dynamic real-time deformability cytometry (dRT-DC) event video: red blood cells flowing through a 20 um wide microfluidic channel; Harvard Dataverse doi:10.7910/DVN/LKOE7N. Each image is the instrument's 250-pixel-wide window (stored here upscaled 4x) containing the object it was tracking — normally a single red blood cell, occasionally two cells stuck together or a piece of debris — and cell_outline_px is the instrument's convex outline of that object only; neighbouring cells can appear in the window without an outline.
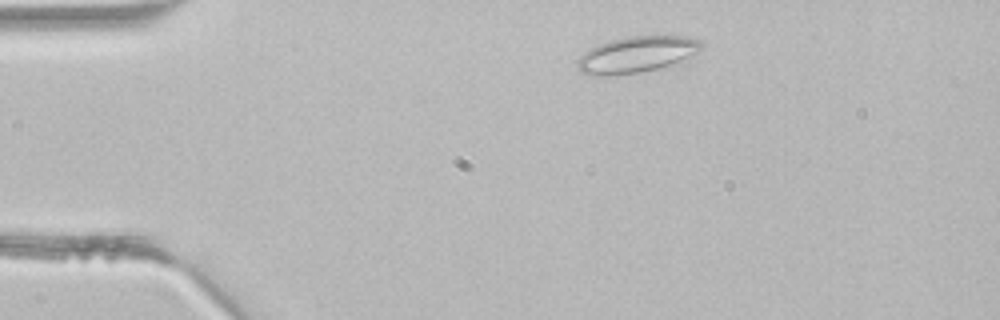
{"species": "common noctule bat (a hibernating species)", "species_latin": "Nyctalus noctula", "temperature_condition": "room temperature", "stored_images_in_passage": 38, "camera_frame_rate_fps": 3000, "um_per_image_px": 0.085, "animal": {"sex": "male", "body_mass_g": 21.5, "forearm_length_mm": 52.0}, "frame": {"image": 1, "passage_image": 2, "time_ms": 0.333, "image_size_px": [1000, 320], "cell_outline_px": [[704, 48], [680, 60], [656, 68], [640, 72], [608, 76], [600, 76], [580, 72], [576, 68], [576, 60], [588, 48], [612, 40], [628, 36], [688, 36], [704, 40]], "centroid_in_image_um": [54.08, 4.62], "position_along_channel_um": 30.9, "area_um2": 26.07}}
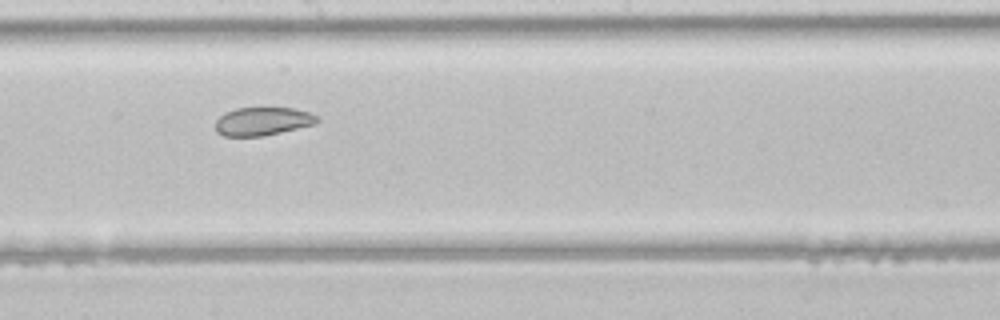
{"frame": {"image": 2, "passage_image": 18, "time_ms": 5.667, "image_size_px": [1000, 320], "cell_outline_px": [[320, 120], [316, 124], [280, 132], [260, 136], [224, 136], [216, 132], [216, 120], [224, 112], [236, 108], [292, 108], [308, 112], [316, 116]], "centroid_in_image_um": [22.3, 10.31], "position_along_channel_um": 225.9, "area_um2": 16.65}}
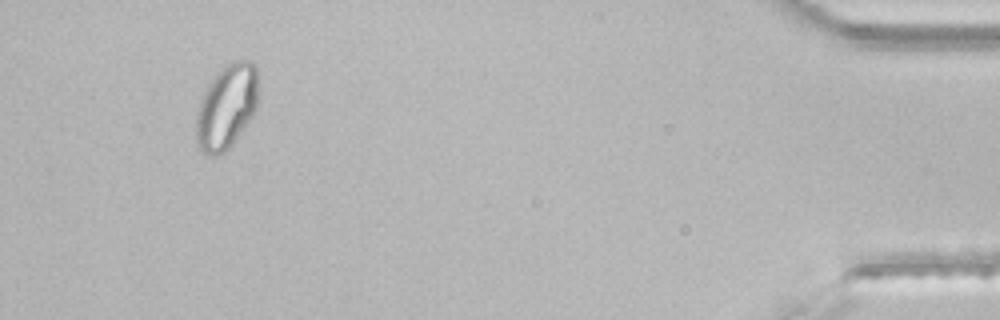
{"frame": {"image": 3, "passage_image": 35, "time_ms": 11.333, "image_size_px": [1000, 320], "cell_outline_px": [[256, 108], [252, 116], [232, 144], [224, 152], [216, 156], [212, 156], [200, 152], [196, 148], [196, 112], [200, 100], [208, 84], [220, 68], [236, 60], [252, 60], [256, 64]], "centroid_in_image_um": [19.21, 9.09], "position_along_channel_um": 416.0, "area_um2": 30.58}}